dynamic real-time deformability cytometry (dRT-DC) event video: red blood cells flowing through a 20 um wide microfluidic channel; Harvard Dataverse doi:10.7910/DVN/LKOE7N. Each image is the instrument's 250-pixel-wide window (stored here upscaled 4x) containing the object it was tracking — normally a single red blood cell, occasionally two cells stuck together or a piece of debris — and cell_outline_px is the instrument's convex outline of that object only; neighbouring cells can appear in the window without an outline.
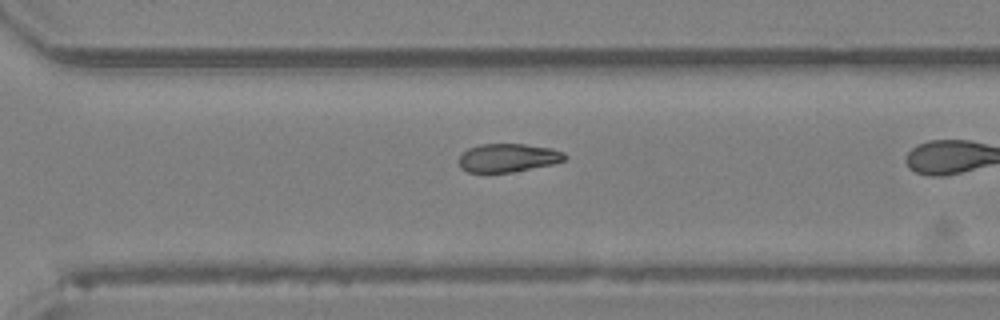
{"species": "Egyptian fruit bat (a non-hibernating species)", "species_latin": "Rousettus aegyptiacus", "temperature_condition": "room temperature", "stored_images_in_passage": 22, "camera_frame_rate_fps": 3000, "um_per_image_px": 0.085, "animal": {"sex": "female"}, "frame": {"image": 1, "passage_image": 19, "time_ms": 6.0, "image_size_px": [1000, 320], "cell_outline_px": [[568, 156], [564, 160], [552, 164], [512, 172], [468, 172], [460, 168], [460, 156], [468, 148], [480, 144], [524, 144], [552, 148], [564, 152]], "centroid_in_image_um": [43.2, 13.41], "position_along_channel_um": 327.4, "area_um2": 17.46}}